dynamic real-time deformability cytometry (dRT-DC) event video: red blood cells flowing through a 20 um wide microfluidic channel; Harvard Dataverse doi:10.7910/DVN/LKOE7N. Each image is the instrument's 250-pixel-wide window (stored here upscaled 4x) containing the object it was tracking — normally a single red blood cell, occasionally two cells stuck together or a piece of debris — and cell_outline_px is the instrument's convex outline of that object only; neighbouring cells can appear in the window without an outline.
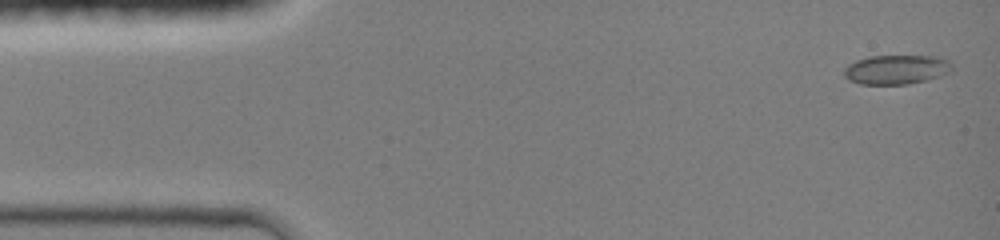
{"species": "common noctule bat (a hibernating species)", "species_latin": "Nyctalus noctula", "temperature_condition": "room temperature", "stored_images_in_passage": 22, "camera_frame_rate_fps": 3000, "um_per_image_px": 0.085, "animal": {"sex": "female", "body_mass_g": 19.0, "forearm_length_mm": 51.5}, "frame": {"image": 1, "passage_image": 2, "time_ms": 0.333, "image_size_px": [1000, 240], "cell_outline_px": [[952, 72], [940, 76], [908, 84], [860, 84], [848, 80], [844, 76], [844, 68], [848, 64], [856, 60], [868, 56], [940, 56], [948, 60], [952, 64]], "centroid_in_image_um": [76.19, 5.9], "position_along_channel_um": 8.8, "area_um2": 18.61}}
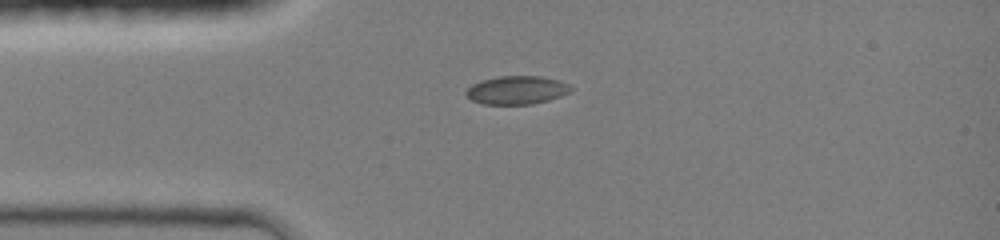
{"frame": {"image": 2, "passage_image": 16, "time_ms": 3.333, "image_size_px": [1000, 240], "cell_outline_px": [[572, 92], [548, 100], [532, 104], [480, 104], [472, 100], [464, 92], [472, 84], [480, 80], [500, 76], [540, 76], [560, 80], [568, 84], [572, 88]], "centroid_in_image_um": [43.93, 7.65], "position_along_channel_um": 41.1, "area_um2": 17.4}}